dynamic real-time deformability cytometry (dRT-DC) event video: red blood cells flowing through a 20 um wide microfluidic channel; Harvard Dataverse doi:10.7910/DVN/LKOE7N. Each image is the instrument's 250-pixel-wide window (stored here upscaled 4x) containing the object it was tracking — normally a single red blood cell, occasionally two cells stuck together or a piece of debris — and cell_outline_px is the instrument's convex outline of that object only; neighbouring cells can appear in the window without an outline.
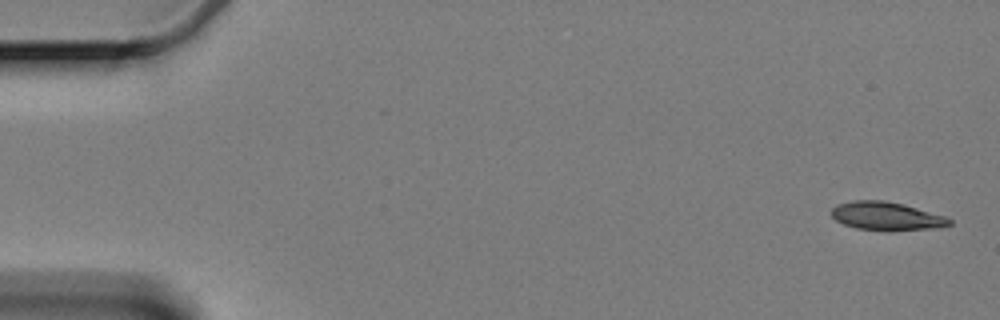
{"species": "Egyptian fruit bat (a non-hibernating species)", "species_latin": "Rousettus aegyptiacus", "temperature_condition": "cold", "stored_images_in_passage": 59, "camera_frame_rate_fps": 3000, "um_per_image_px": 0.085, "animal": {"sex": "female"}, "frame": {"image": 1, "passage_image": 1, "time_ms": 0.0, "image_size_px": [1000, 320], "cell_outline_px": [[952, 224], [940, 228], [856, 228], [844, 224], [836, 220], [832, 216], [832, 208], [836, 204], [852, 200], [884, 200], [904, 204], [944, 216], [952, 220]], "centroid_in_image_um": [75.32, 18.31], "position_along_channel_um": 9.7, "area_um2": 18.67}}
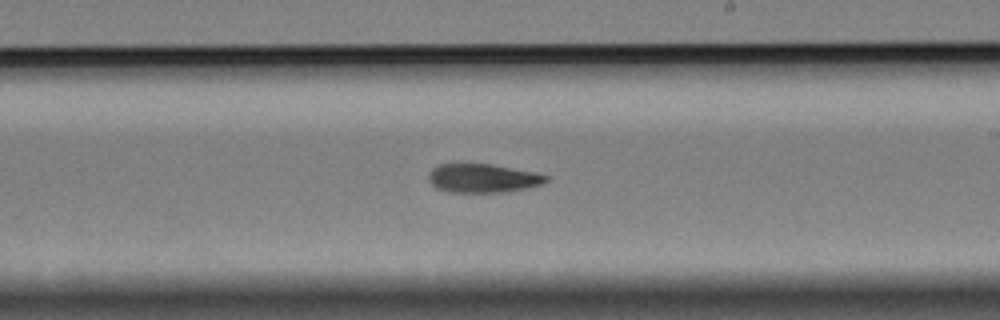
{"frame": {"image": 2, "passage_image": 34, "time_ms": 11.0, "image_size_px": [1000, 320], "cell_outline_px": [[548, 180], [540, 184], [524, 188], [504, 192], [448, 192], [436, 188], [428, 180], [428, 176], [432, 168], [440, 164], [492, 164], [536, 172], [548, 176]], "centroid_in_image_um": [41.01, 15.14], "position_along_channel_um": 248.0, "area_um2": 19.59}}
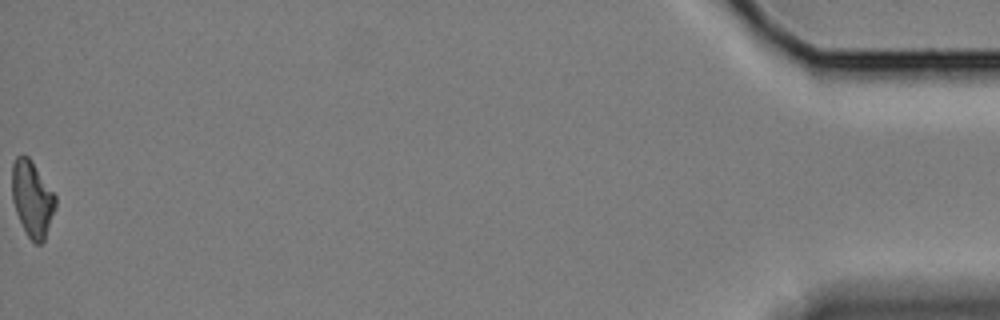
{"frame": {"image": 3, "passage_image": 59, "time_ms": 19.333, "image_size_px": [1000, 320], "cell_outline_px": [[56, 208], [44, 240], [40, 244], [36, 244], [28, 236], [16, 212], [12, 200], [12, 164], [16, 156], [28, 156], [32, 160], [56, 196]], "centroid_in_image_um": [2.74, 16.88], "position_along_channel_um": 432.5, "area_um2": 19.13}, "authors_computed_cell_mechanics": {"area_um2": 20.1144, "velocity_mm_per_s": 3.361, "shape_relaxation_time_tau1_ms": 5.3354, "shape_relaxation_time_tau2_ms": null, "deformation_change_tau1": 0.1487, "deformation_change_tau2": null}}